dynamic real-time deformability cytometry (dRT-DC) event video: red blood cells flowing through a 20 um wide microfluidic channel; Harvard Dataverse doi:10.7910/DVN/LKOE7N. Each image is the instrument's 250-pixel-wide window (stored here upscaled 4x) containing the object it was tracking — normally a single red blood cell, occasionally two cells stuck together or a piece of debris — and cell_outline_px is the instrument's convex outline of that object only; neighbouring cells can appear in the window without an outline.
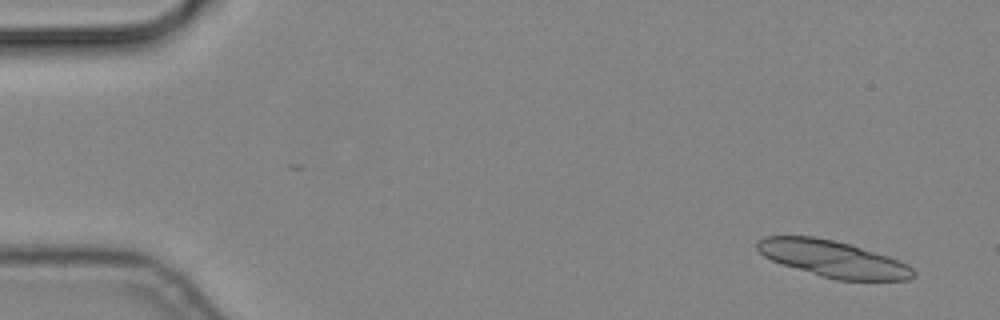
{"species": "common noctule bat (a hibernating species)", "species_latin": "Nyctalus noctula", "temperature_condition": "cold", "stored_images_in_passage": 9, "camera_frame_rate_fps": 3000, "um_per_image_px": 0.085, "animal": {"sex": "male", "body_mass_g": 19.2, "forearm_length_mm": 51.8}, "frame": {"image": 1, "passage_image": 3, "time_ms": 0.667, "image_size_px": [1000, 320], "cell_outline_px": [[916, 276], [908, 280], [836, 280], [820, 276], [772, 260], [764, 256], [756, 248], [756, 240], [764, 236], [812, 236], [832, 240], [848, 244], [888, 256], [908, 264], [916, 272]], "centroid_in_image_um": [70.81, 22.0], "position_along_channel_um": 14.2, "area_um2": 33.0}}